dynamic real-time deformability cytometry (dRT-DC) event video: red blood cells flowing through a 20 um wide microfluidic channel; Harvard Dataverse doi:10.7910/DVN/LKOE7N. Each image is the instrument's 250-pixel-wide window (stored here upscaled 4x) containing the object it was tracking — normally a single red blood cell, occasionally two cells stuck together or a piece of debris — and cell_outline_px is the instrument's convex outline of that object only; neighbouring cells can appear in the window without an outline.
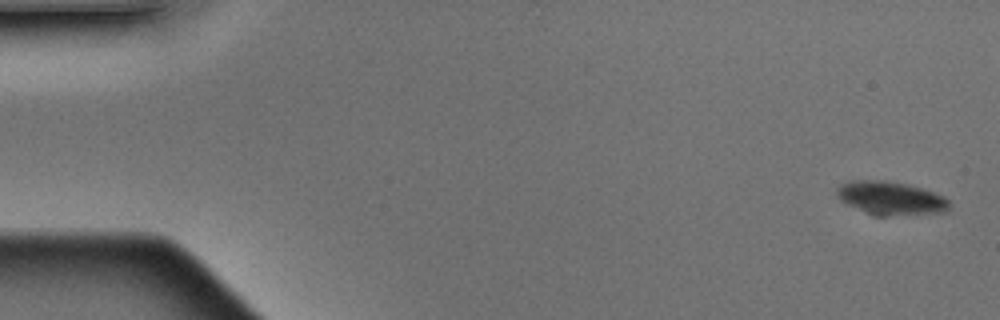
{"species": "Egyptian fruit bat (a non-hibernating species)", "species_latin": "Rousettus aegyptiacus", "temperature_condition": "warm", "stored_images_in_passage": 2, "camera_frame_rate_fps": 3000, "um_per_image_px": 0.085, "animal": {"sex": "male"}, "frame": {"image": 1, "passage_image": 2, "time_ms": 0.333, "image_size_px": [1000, 320], "cell_outline_px": [[948, 212], [884, 216], [876, 216], [844, 204], [836, 196], [836, 188], [840, 184], [852, 180], [888, 180], [920, 188], [944, 196], [948, 200]], "centroid_in_image_um": [75.65, 16.85], "position_along_channel_um": 9.4, "area_um2": 22.02}}